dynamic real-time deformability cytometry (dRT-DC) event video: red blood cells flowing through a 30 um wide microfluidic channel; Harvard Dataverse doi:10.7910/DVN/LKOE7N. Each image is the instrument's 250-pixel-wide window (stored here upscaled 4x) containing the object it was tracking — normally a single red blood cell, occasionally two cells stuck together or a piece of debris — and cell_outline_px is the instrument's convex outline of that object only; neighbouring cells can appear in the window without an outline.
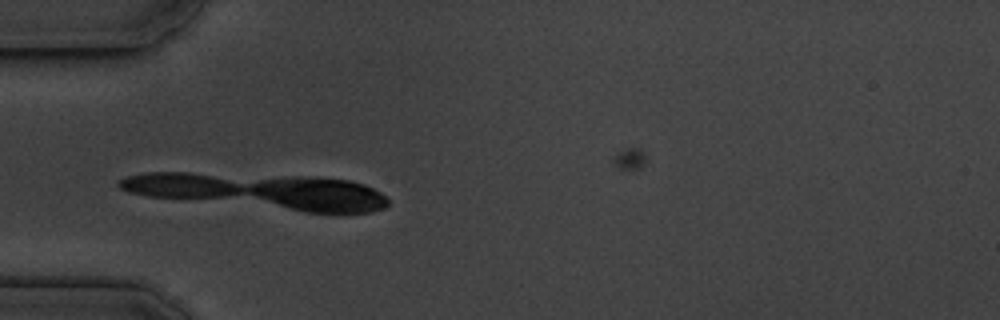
{"species": "common noctule bat (a hibernating species)", "species_latin": "Nyctalus noctula", "temperature_condition": "cold", "stored_images_in_passage": 3, "camera_frame_rate_fps": 3000, "um_per_image_px": 0.085, "animal": {"sex": "male", "body_mass_g": 19.5, "forearm_length_mm": 54.6}, "frame": {"image": 1, "passage_image": 1, "time_ms": 0.0, "image_size_px": [1000, 320], "cell_outline_px": [[368, 192], [324, 208], [312, 208], [280, 200], [280, 196], [292, 188], [304, 184], [352, 184], [364, 188]], "centroid_in_image_um": [27.34, 16.54], "position_along_channel_um": 57.7, "area_um2": 10.58}}